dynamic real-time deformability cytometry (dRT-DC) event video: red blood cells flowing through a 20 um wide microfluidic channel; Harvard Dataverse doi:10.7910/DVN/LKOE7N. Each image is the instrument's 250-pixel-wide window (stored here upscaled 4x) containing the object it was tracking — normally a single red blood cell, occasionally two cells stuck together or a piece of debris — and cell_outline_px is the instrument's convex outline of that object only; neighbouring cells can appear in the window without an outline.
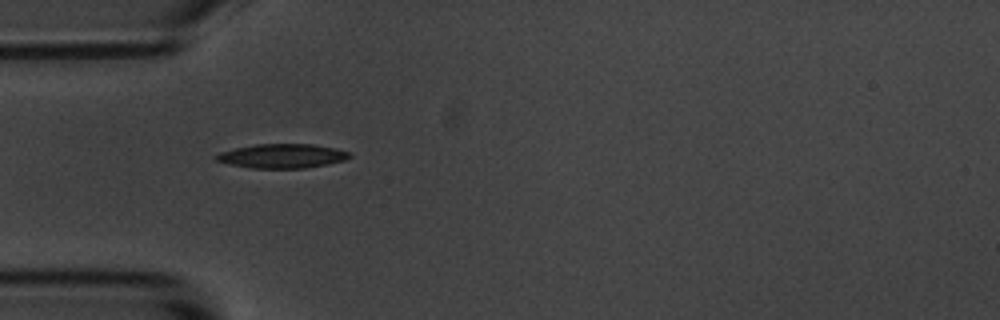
{"species": "common noctule bat (a hibernating species)", "species_latin": "Nyctalus noctula", "temperature_condition": "room temperature", "stored_images_in_passage": 3, "camera_frame_rate_fps": 3000, "um_per_image_px": 0.085, "animal": {"sex": "male", "body_mass_g": 20.1, "forearm_length_mm": 53.5}, "frame": {"image": 1, "passage_image": 2, "time_ms": 1.333, "image_size_px": [1000, 320], "cell_outline_px": [[352, 156], [344, 160], [328, 164], [304, 168], [252, 168], [228, 164], [216, 160], [216, 156], [220, 152], [236, 148], [256, 144], [312, 144], [336, 148], [348, 152]], "centroid_in_image_um": [24.0, 13.26], "position_along_channel_um": 61.0, "area_um2": 18.67}}